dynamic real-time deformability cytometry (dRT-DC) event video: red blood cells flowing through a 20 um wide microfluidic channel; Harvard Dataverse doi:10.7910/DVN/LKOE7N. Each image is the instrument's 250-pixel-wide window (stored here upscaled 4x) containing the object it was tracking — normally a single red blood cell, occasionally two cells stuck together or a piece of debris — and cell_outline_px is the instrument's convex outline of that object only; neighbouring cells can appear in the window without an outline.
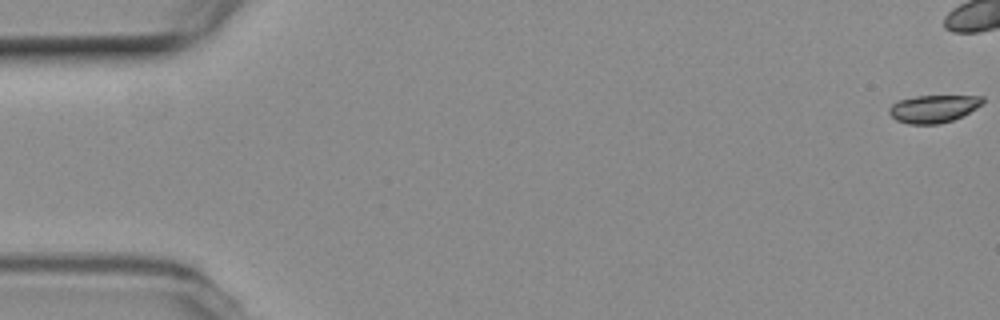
{"species": "common noctule bat (a hibernating species)", "species_latin": "Nyctalus noctula", "temperature_condition": "room temperature", "stored_images_in_passage": 54, "camera_frame_rate_fps": 3000, "um_per_image_px": 0.085, "animal": {"sex": "female", "body_mass_g": 19.3, "forearm_length_mm": 54.1}, "frame": {"image": 1, "passage_image": 1, "time_ms": 0.0, "image_size_px": [1000, 320], "cell_outline_px": [[984, 100], [976, 108], [952, 120], [936, 124], [908, 124], [896, 120], [888, 112], [888, 108], [892, 104], [900, 100], [916, 96], [984, 96]], "centroid_in_image_um": [79.3, 9.24], "position_along_channel_um": 5.7, "area_um2": 14.8}}